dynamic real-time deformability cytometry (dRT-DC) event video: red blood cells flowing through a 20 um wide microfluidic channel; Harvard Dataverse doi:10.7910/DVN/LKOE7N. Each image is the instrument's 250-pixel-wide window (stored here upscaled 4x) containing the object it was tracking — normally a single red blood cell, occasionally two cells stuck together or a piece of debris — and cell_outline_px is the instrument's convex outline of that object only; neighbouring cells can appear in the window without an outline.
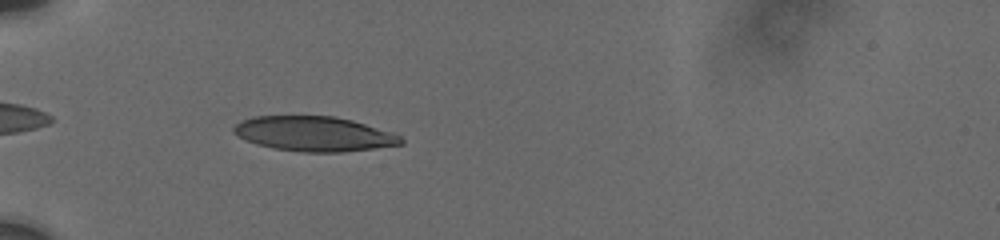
{"species": "human", "species_latin": "Homo sapiens", "temperature_condition": "cold", "stored_images_in_passage": 7, "camera_frame_rate_fps": 3000, "um_per_image_px": 0.085, "donor": {"sex": "male"}, "frame": {"image": 1, "passage_image": 6, "time_ms": 3.0, "image_size_px": [1000, 240], "cell_outline_px": [[404, 144], [344, 152], [300, 152], [272, 148], [256, 144], [244, 140], [236, 136], [232, 132], [232, 128], [240, 120], [252, 116], [336, 116], [352, 120], [396, 132], [404, 140]], "centroid_in_image_um": [26.69, 11.37], "position_along_channel_um": 58.3, "area_um2": 34.51}}
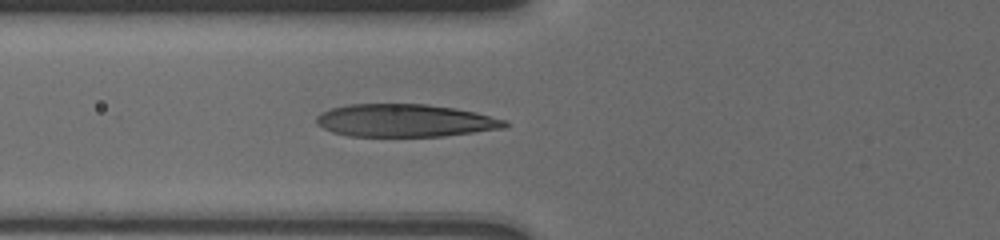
{"frame": {"image": 2, "passage_image": 7, "time_ms": 4.333, "image_size_px": [1000, 240], "cell_outline_px": [[508, 124], [504, 128], [444, 136], [348, 136], [332, 132], [316, 124], [316, 116], [320, 112], [332, 108], [348, 104], [428, 104], [456, 108], [476, 112], [508, 120]], "centroid_in_image_um": [34.43, 10.24], "position_along_channel_um": 91.4, "area_um2": 36.13}}